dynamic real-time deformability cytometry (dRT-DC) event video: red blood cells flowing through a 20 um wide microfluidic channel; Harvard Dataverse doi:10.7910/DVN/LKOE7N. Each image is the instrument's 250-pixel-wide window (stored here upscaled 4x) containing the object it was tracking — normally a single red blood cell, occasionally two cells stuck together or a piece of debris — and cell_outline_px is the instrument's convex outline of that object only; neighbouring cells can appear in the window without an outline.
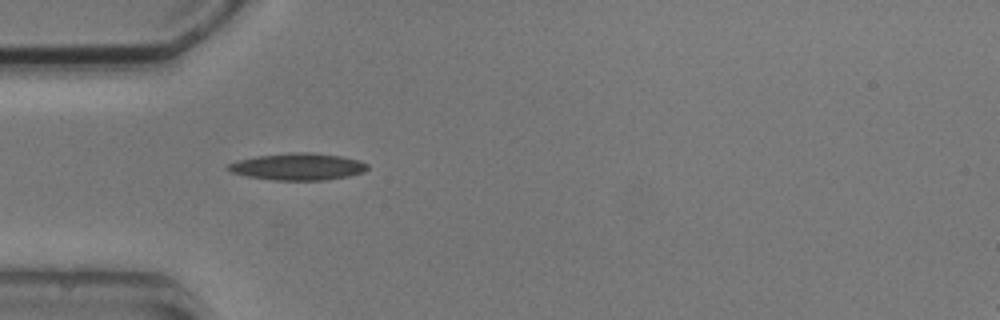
{"species": "common noctule bat (a hibernating species)", "species_latin": "Nyctalus noctula", "temperature_condition": "cold", "stored_images_in_passage": 3, "camera_frame_rate_fps": 3000, "um_per_image_px": 0.085, "animal": {"sex": "male", "body_mass_g": 20.5, "forearm_length_mm": 52.5}, "frame": {"image": 1, "passage_image": 2, "time_ms": 1.333, "image_size_px": [1000, 320], "cell_outline_px": [[368, 168], [364, 172], [348, 176], [324, 180], [272, 180], [248, 176], [232, 172], [224, 168], [228, 164], [236, 160], [256, 156], [292, 152], [312, 152], [340, 156], [360, 160], [368, 164]], "centroid_in_image_um": [25.31, 14.16], "position_along_channel_um": 59.7, "area_um2": 21.96}}